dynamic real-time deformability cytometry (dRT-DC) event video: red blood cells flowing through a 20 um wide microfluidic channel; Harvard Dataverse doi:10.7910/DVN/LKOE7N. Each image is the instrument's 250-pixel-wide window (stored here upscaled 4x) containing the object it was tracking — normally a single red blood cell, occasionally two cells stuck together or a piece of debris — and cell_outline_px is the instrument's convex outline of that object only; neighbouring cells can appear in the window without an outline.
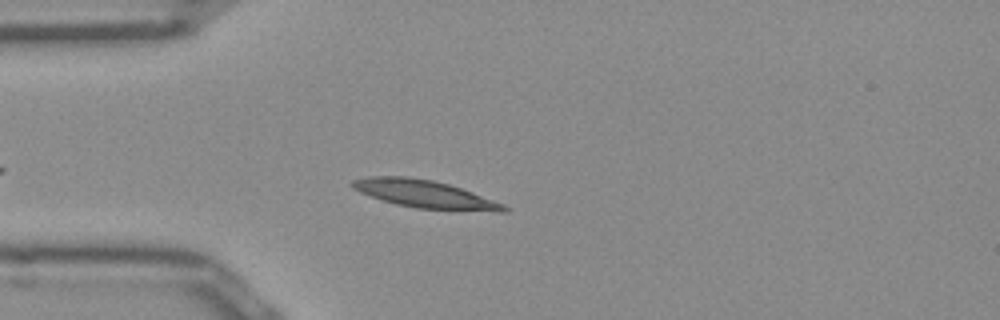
{"species": "Egyptian fruit bat (a non-hibernating species)", "species_latin": "Rousettus aegyptiacus", "temperature_condition": "room temperature", "stored_images_in_passage": 36, "camera_frame_rate_fps": 3000, "um_per_image_px": 0.085, "frame": {"image": 1, "passage_image": 7, "time_ms": 2.0, "image_size_px": [1000, 320], "cell_outline_px": [[508, 212], [500, 212], [416, 208], [396, 204], [360, 192], [352, 188], [352, 180], [368, 176], [404, 176], [432, 180], [448, 184], [472, 192], [504, 204], [508, 208]], "centroid_in_image_um": [36.12, 16.5], "position_along_channel_um": 48.9, "area_um2": 24.22}}
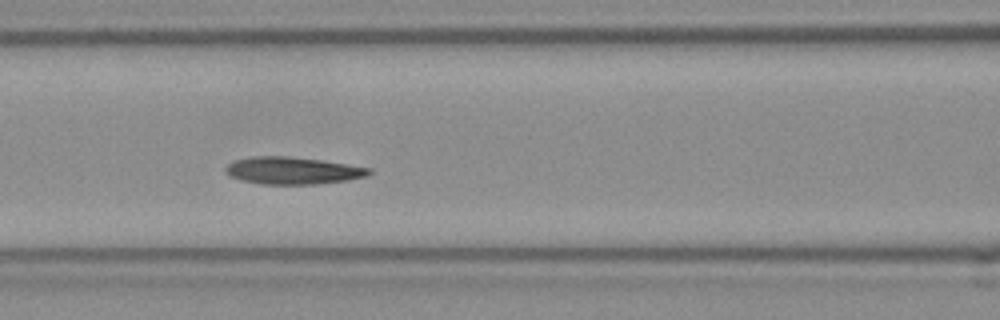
{"frame": {"image": 2, "passage_image": 15, "time_ms": 4.667, "image_size_px": [1000, 320], "cell_outline_px": [[372, 172], [368, 176], [348, 180], [316, 184], [260, 184], [240, 180], [228, 176], [224, 172], [224, 168], [228, 164], [236, 160], [252, 156], [288, 156], [320, 160], [348, 164], [372, 168]], "centroid_in_image_um": [24.87, 14.5], "position_along_channel_um": 141.7, "area_um2": 22.95}}
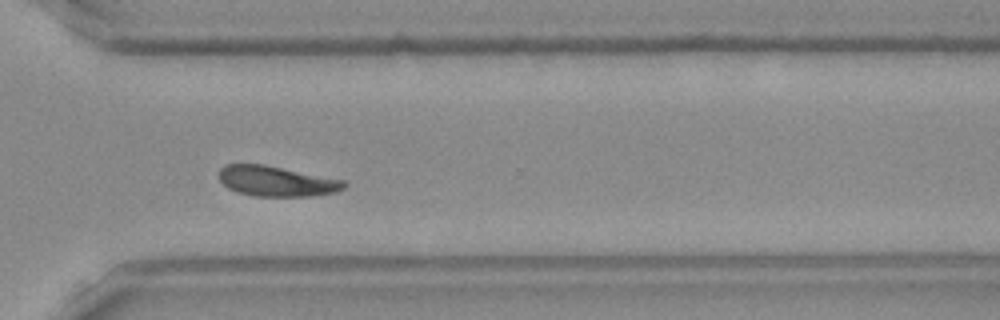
{"frame": {"image": 3, "passage_image": 31, "time_ms": 10.0, "image_size_px": [1000, 320], "cell_outline_px": [[348, 184], [344, 188], [336, 192], [312, 196], [256, 196], [236, 192], [228, 188], [220, 180], [220, 168], [224, 164], [264, 164], [344, 180]], "centroid_in_image_um": [23.51, 15.4], "position_along_channel_um": 347.1, "area_um2": 22.08}, "authors_computed_cell_mechanics": {"area_um2": 22.831, "velocity_mm_per_s": 3.8567, "shape_relaxation_time_tau1_ms": 5.2978, "shape_relaxation_time_tau2_ms": 8.0463, "deformation_change_tau1": 0.1557, "deformation_change_tau2": 0.1365}}